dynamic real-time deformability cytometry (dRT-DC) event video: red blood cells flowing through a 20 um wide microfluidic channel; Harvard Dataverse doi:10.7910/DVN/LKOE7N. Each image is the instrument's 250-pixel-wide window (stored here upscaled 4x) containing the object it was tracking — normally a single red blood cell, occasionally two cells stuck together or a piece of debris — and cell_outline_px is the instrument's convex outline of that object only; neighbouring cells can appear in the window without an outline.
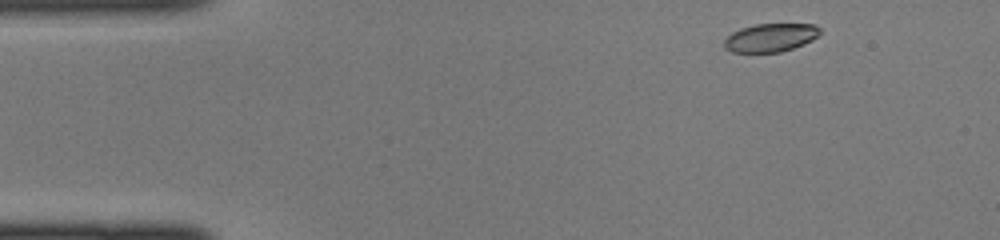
{"species": "common noctule bat (a hibernating species)", "species_latin": "Nyctalus noctula", "temperature_condition": "cold", "stored_images_in_passage": 40, "camera_frame_rate_fps": 3000, "um_per_image_px": 0.085, "animal": {"sex": "female", "body_mass_g": 22.0, "forearm_length_mm": 56.7}, "frame": {"image": 1, "passage_image": 1, "time_ms": 0.0, "image_size_px": [1000, 240], "cell_outline_px": [[820, 32], [812, 40], [804, 44], [780, 52], [732, 52], [724, 48], [724, 40], [732, 32], [740, 28], [756, 24], [816, 24], [820, 28]], "centroid_in_image_um": [65.48, 3.19], "position_along_channel_um": 19.5, "area_um2": 15.78}}
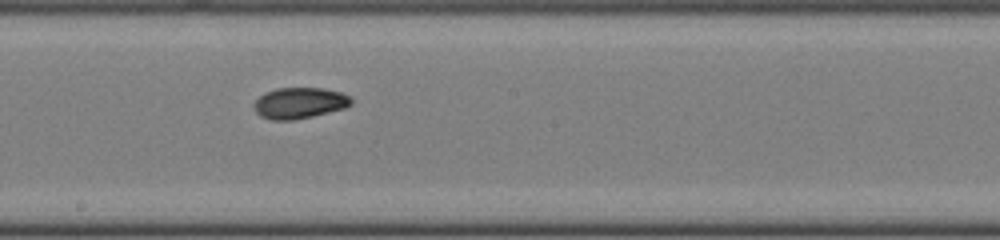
{"frame": {"image": 2, "passage_image": 20, "time_ms": 6.333, "image_size_px": [1000, 240], "cell_outline_px": [[352, 104], [344, 108], [312, 116], [292, 120], [272, 120], [260, 116], [252, 108], [252, 104], [264, 92], [276, 88], [324, 88], [340, 92], [352, 96]], "centroid_in_image_um": [25.44, 8.75], "position_along_channel_um": 222.8, "area_um2": 17.74}}
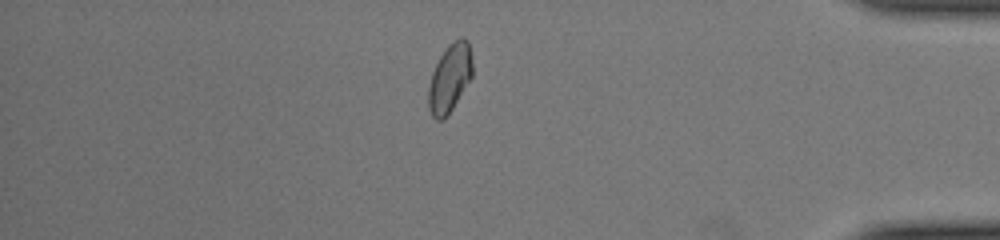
{"frame": {"image": 3, "passage_image": 34, "time_ms": 11.0, "image_size_px": [1000, 240], "cell_outline_px": [[472, 76], [452, 108], [444, 120], [436, 120], [432, 116], [428, 108], [428, 88], [432, 72], [440, 56], [448, 44], [460, 36], [468, 40], [472, 60]], "centroid_in_image_um": [38.22, 6.62], "position_along_channel_um": 397.0, "area_um2": 17.46}}